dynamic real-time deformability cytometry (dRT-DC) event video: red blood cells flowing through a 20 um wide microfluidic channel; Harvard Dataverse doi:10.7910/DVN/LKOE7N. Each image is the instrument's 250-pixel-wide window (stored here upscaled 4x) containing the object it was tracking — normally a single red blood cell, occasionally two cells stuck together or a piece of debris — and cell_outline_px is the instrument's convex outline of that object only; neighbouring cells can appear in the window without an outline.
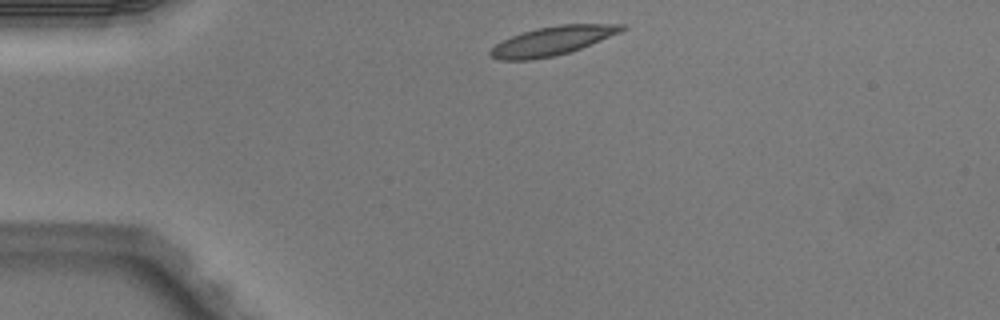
{"species": "Egyptian fruit bat (a non-hibernating species)", "species_latin": "Rousettus aegyptiacus", "temperature_condition": "warm", "stored_images_in_passage": 2, "camera_frame_rate_fps": 3000, "um_per_image_px": 0.085, "animal": {"sex": "male"}, "frame": {"image": 1, "passage_image": 1, "time_ms": 0.0, "image_size_px": [1000, 320], "cell_outline_px": [[628, 28], [620, 32], [580, 48], [556, 56], [532, 60], [500, 60], [492, 56], [488, 52], [496, 44], [512, 36], [536, 28], [560, 24], [624, 24]], "centroid_in_image_um": [46.95, 3.47], "position_along_channel_um": 38.0, "area_um2": 21.85}}